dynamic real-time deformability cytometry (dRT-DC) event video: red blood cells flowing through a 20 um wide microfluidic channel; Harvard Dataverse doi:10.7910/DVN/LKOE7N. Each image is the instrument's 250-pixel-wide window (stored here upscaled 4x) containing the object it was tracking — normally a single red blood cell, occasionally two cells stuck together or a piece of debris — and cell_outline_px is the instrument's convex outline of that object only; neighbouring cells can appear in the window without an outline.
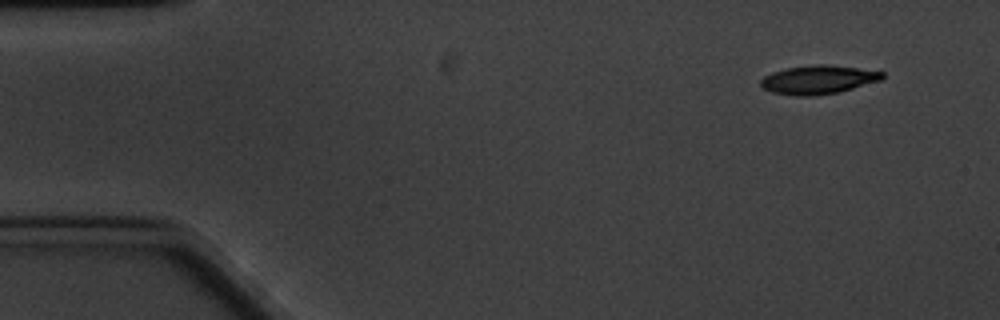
{"species": "common noctule bat (a hibernating species)", "species_latin": "Nyctalus noctula", "temperature_condition": "cold", "stored_images_in_passage": 57, "camera_frame_rate_fps": 3000, "um_per_image_px": 0.085, "animal": {"sex": "male", "body_mass_g": 20.1, "forearm_length_mm": 53.5}, "frame": {"image": 1, "passage_image": 1, "time_ms": 0.0, "image_size_px": [1000, 320], "cell_outline_px": [[884, 76], [880, 80], [840, 92], [812, 96], [796, 96], [772, 92], [764, 88], [760, 84], [760, 80], [764, 76], [772, 72], [788, 68], [812, 64], [828, 64], [884, 72]], "centroid_in_image_um": [69.53, 6.77], "position_along_channel_um": 15.5, "area_um2": 20.23}}
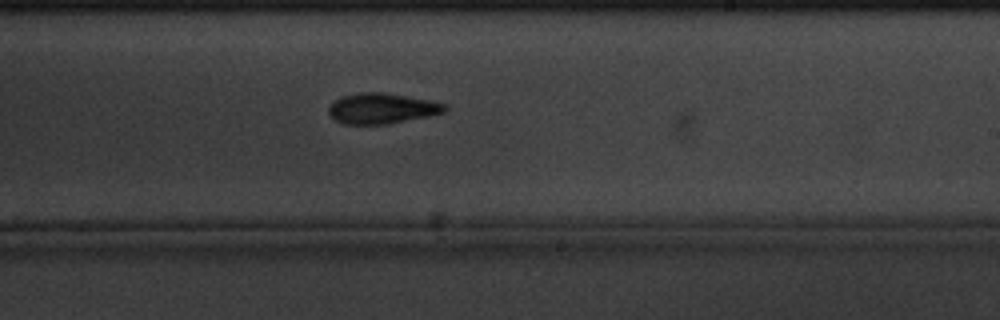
{"frame": {"image": 2, "passage_image": 32, "time_ms": 10.333, "image_size_px": [1000, 320], "cell_outline_px": [[448, 108], [444, 112], [388, 124], [344, 124], [336, 120], [328, 112], [328, 108], [336, 100], [344, 96], [356, 92], [384, 92], [428, 100], [448, 104]], "centroid_in_image_um": [32.46, 9.21], "position_along_channel_um": 256.5, "area_um2": 20.4}}
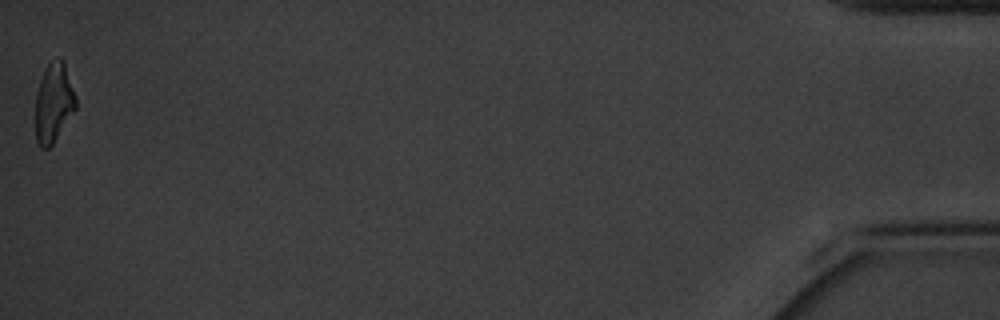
{"frame": {"image": 3, "passage_image": 57, "time_ms": 18.667, "image_size_px": [1000, 320], "cell_outline_px": [[76, 108], [52, 144], [48, 148], [40, 148], [36, 140], [36, 96], [40, 80], [44, 68], [48, 64], [60, 60], [64, 64], [76, 96]], "centroid_in_image_um": [4.55, 8.78], "position_along_channel_um": 430.7, "area_um2": 18.09}, "authors_computed_cell_mechanics": {"area_um2": 20.2878, "velocity_mm_per_s": 3.2637, "shape_relaxation_time_tau1_ms": 2.9897, "shape_relaxation_time_tau2_ms": 8.0647, "deformation_change_tau1": 0.1469, "deformation_change_tau2": 0.1668}}